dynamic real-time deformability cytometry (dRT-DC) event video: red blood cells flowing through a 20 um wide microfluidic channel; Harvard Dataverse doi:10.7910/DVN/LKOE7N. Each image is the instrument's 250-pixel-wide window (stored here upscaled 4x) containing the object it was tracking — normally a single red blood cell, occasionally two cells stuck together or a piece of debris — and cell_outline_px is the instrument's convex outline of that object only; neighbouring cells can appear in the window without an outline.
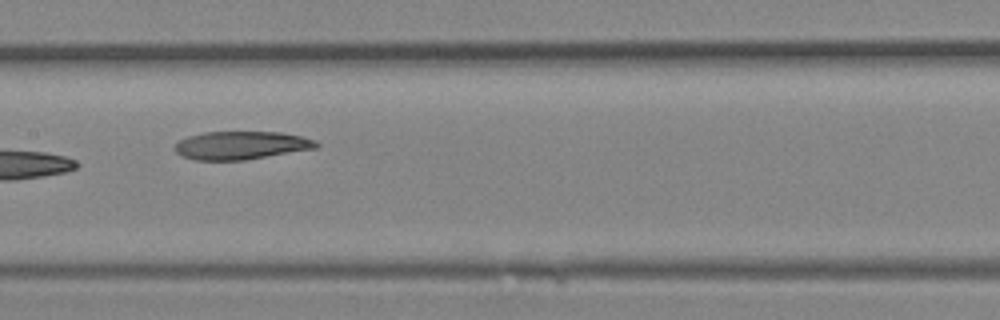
{"species": "Egyptian fruit bat (a non-hibernating species)", "species_latin": "Rousettus aegyptiacus", "temperature_condition": "room temperature", "stored_images_in_passage": 19, "camera_frame_rate_fps": 3000, "um_per_image_px": 0.085, "animal": {"sex": "female"}, "frame": {"image": 1, "passage_image": 6, "time_ms": 1.667, "image_size_px": [1000, 320], "cell_outline_px": [[320, 144], [316, 148], [244, 160], [192, 160], [180, 156], [172, 148], [180, 140], [188, 136], [204, 132], [280, 132], [300, 136], [316, 140]], "centroid_in_image_um": [20.45, 12.36], "position_along_channel_um": 186.9, "area_um2": 23.24}}